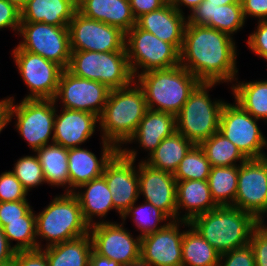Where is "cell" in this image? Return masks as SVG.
<instances>
[{
	"mask_svg": "<svg viewBox=\"0 0 267 266\" xmlns=\"http://www.w3.org/2000/svg\"><path fill=\"white\" fill-rule=\"evenodd\" d=\"M233 206L264 224L267 214V157L238 165L237 194Z\"/></svg>",
	"mask_w": 267,
	"mask_h": 266,
	"instance_id": "obj_14",
	"label": "cell"
},
{
	"mask_svg": "<svg viewBox=\"0 0 267 266\" xmlns=\"http://www.w3.org/2000/svg\"><path fill=\"white\" fill-rule=\"evenodd\" d=\"M231 87L235 102L254 118L267 121V80L236 81Z\"/></svg>",
	"mask_w": 267,
	"mask_h": 266,
	"instance_id": "obj_33",
	"label": "cell"
},
{
	"mask_svg": "<svg viewBox=\"0 0 267 266\" xmlns=\"http://www.w3.org/2000/svg\"><path fill=\"white\" fill-rule=\"evenodd\" d=\"M203 0H172L171 5L181 14H185L180 8L183 5L187 6L192 12Z\"/></svg>",
	"mask_w": 267,
	"mask_h": 266,
	"instance_id": "obj_52",
	"label": "cell"
},
{
	"mask_svg": "<svg viewBox=\"0 0 267 266\" xmlns=\"http://www.w3.org/2000/svg\"><path fill=\"white\" fill-rule=\"evenodd\" d=\"M176 198L177 220L190 222L195 216L212 211L218 206L213 201L207 180L177 181ZM181 208L186 209V212L180 217Z\"/></svg>",
	"mask_w": 267,
	"mask_h": 266,
	"instance_id": "obj_25",
	"label": "cell"
},
{
	"mask_svg": "<svg viewBox=\"0 0 267 266\" xmlns=\"http://www.w3.org/2000/svg\"><path fill=\"white\" fill-rule=\"evenodd\" d=\"M89 266H122V265L112 259L100 256L94 250H92L89 259Z\"/></svg>",
	"mask_w": 267,
	"mask_h": 266,
	"instance_id": "obj_50",
	"label": "cell"
},
{
	"mask_svg": "<svg viewBox=\"0 0 267 266\" xmlns=\"http://www.w3.org/2000/svg\"><path fill=\"white\" fill-rule=\"evenodd\" d=\"M176 131L175 116L162 111L147 109L135 133L127 143L138 142L150 156L161 141Z\"/></svg>",
	"mask_w": 267,
	"mask_h": 266,
	"instance_id": "obj_27",
	"label": "cell"
},
{
	"mask_svg": "<svg viewBox=\"0 0 267 266\" xmlns=\"http://www.w3.org/2000/svg\"><path fill=\"white\" fill-rule=\"evenodd\" d=\"M123 223L98 221L90 226L93 250L100 256L126 265L141 257V237L132 236Z\"/></svg>",
	"mask_w": 267,
	"mask_h": 266,
	"instance_id": "obj_17",
	"label": "cell"
},
{
	"mask_svg": "<svg viewBox=\"0 0 267 266\" xmlns=\"http://www.w3.org/2000/svg\"><path fill=\"white\" fill-rule=\"evenodd\" d=\"M28 192L12 171L0 175V202L27 200Z\"/></svg>",
	"mask_w": 267,
	"mask_h": 266,
	"instance_id": "obj_40",
	"label": "cell"
},
{
	"mask_svg": "<svg viewBox=\"0 0 267 266\" xmlns=\"http://www.w3.org/2000/svg\"><path fill=\"white\" fill-rule=\"evenodd\" d=\"M76 11L74 0H29L21 9V22L68 27Z\"/></svg>",
	"mask_w": 267,
	"mask_h": 266,
	"instance_id": "obj_26",
	"label": "cell"
},
{
	"mask_svg": "<svg viewBox=\"0 0 267 266\" xmlns=\"http://www.w3.org/2000/svg\"><path fill=\"white\" fill-rule=\"evenodd\" d=\"M77 11L84 16L127 33L136 25L129 0H80Z\"/></svg>",
	"mask_w": 267,
	"mask_h": 266,
	"instance_id": "obj_24",
	"label": "cell"
},
{
	"mask_svg": "<svg viewBox=\"0 0 267 266\" xmlns=\"http://www.w3.org/2000/svg\"><path fill=\"white\" fill-rule=\"evenodd\" d=\"M13 60L30 93L24 99H53L56 95L63 68L44 57L22 50L12 52Z\"/></svg>",
	"mask_w": 267,
	"mask_h": 266,
	"instance_id": "obj_15",
	"label": "cell"
},
{
	"mask_svg": "<svg viewBox=\"0 0 267 266\" xmlns=\"http://www.w3.org/2000/svg\"><path fill=\"white\" fill-rule=\"evenodd\" d=\"M215 85L216 82H199L175 116L176 131L194 145H200L219 131L220 114L226 102L210 99L209 90Z\"/></svg>",
	"mask_w": 267,
	"mask_h": 266,
	"instance_id": "obj_6",
	"label": "cell"
},
{
	"mask_svg": "<svg viewBox=\"0 0 267 266\" xmlns=\"http://www.w3.org/2000/svg\"><path fill=\"white\" fill-rule=\"evenodd\" d=\"M0 266H14V262L13 261L7 262V263H4V264H1Z\"/></svg>",
	"mask_w": 267,
	"mask_h": 266,
	"instance_id": "obj_56",
	"label": "cell"
},
{
	"mask_svg": "<svg viewBox=\"0 0 267 266\" xmlns=\"http://www.w3.org/2000/svg\"><path fill=\"white\" fill-rule=\"evenodd\" d=\"M12 173L20 181L27 192L30 191L31 188L46 183L37 154L35 156L32 155L19 158L14 164Z\"/></svg>",
	"mask_w": 267,
	"mask_h": 266,
	"instance_id": "obj_39",
	"label": "cell"
},
{
	"mask_svg": "<svg viewBox=\"0 0 267 266\" xmlns=\"http://www.w3.org/2000/svg\"><path fill=\"white\" fill-rule=\"evenodd\" d=\"M236 50L230 35L208 26L187 24L180 65L200 82L232 83L238 80Z\"/></svg>",
	"mask_w": 267,
	"mask_h": 266,
	"instance_id": "obj_1",
	"label": "cell"
},
{
	"mask_svg": "<svg viewBox=\"0 0 267 266\" xmlns=\"http://www.w3.org/2000/svg\"><path fill=\"white\" fill-rule=\"evenodd\" d=\"M136 25L157 36L162 41L173 44L179 51L182 48L187 17L178 12L171 4L140 16Z\"/></svg>",
	"mask_w": 267,
	"mask_h": 266,
	"instance_id": "obj_22",
	"label": "cell"
},
{
	"mask_svg": "<svg viewBox=\"0 0 267 266\" xmlns=\"http://www.w3.org/2000/svg\"><path fill=\"white\" fill-rule=\"evenodd\" d=\"M9 98V123L15 117V128L32 151L53 143L56 103L53 99H22L15 105ZM15 115V116H14ZM51 140V143L49 142Z\"/></svg>",
	"mask_w": 267,
	"mask_h": 266,
	"instance_id": "obj_8",
	"label": "cell"
},
{
	"mask_svg": "<svg viewBox=\"0 0 267 266\" xmlns=\"http://www.w3.org/2000/svg\"><path fill=\"white\" fill-rule=\"evenodd\" d=\"M71 51H126V33L76 11L68 25Z\"/></svg>",
	"mask_w": 267,
	"mask_h": 266,
	"instance_id": "obj_12",
	"label": "cell"
},
{
	"mask_svg": "<svg viewBox=\"0 0 267 266\" xmlns=\"http://www.w3.org/2000/svg\"><path fill=\"white\" fill-rule=\"evenodd\" d=\"M123 266H151L147 261H145L142 257L134 260L126 265Z\"/></svg>",
	"mask_w": 267,
	"mask_h": 266,
	"instance_id": "obj_54",
	"label": "cell"
},
{
	"mask_svg": "<svg viewBox=\"0 0 267 266\" xmlns=\"http://www.w3.org/2000/svg\"><path fill=\"white\" fill-rule=\"evenodd\" d=\"M21 11L7 0H0V30L11 28L19 32Z\"/></svg>",
	"mask_w": 267,
	"mask_h": 266,
	"instance_id": "obj_44",
	"label": "cell"
},
{
	"mask_svg": "<svg viewBox=\"0 0 267 266\" xmlns=\"http://www.w3.org/2000/svg\"><path fill=\"white\" fill-rule=\"evenodd\" d=\"M82 188L85 191L82 192ZM77 189L81 191L72 193L77 197L83 217L89 226L97 223L93 220L95 216L101 219L107 215V212L114 209L113 194L103 175L80 185Z\"/></svg>",
	"mask_w": 267,
	"mask_h": 266,
	"instance_id": "obj_28",
	"label": "cell"
},
{
	"mask_svg": "<svg viewBox=\"0 0 267 266\" xmlns=\"http://www.w3.org/2000/svg\"><path fill=\"white\" fill-rule=\"evenodd\" d=\"M256 266H267V227L259 224L252 232L249 242Z\"/></svg>",
	"mask_w": 267,
	"mask_h": 266,
	"instance_id": "obj_42",
	"label": "cell"
},
{
	"mask_svg": "<svg viewBox=\"0 0 267 266\" xmlns=\"http://www.w3.org/2000/svg\"><path fill=\"white\" fill-rule=\"evenodd\" d=\"M9 123V98L0 101V133Z\"/></svg>",
	"mask_w": 267,
	"mask_h": 266,
	"instance_id": "obj_51",
	"label": "cell"
},
{
	"mask_svg": "<svg viewBox=\"0 0 267 266\" xmlns=\"http://www.w3.org/2000/svg\"><path fill=\"white\" fill-rule=\"evenodd\" d=\"M258 119L237 102L225 103L220 114L219 132L231 141L247 159L267 157V139L257 125ZM264 148V149H263Z\"/></svg>",
	"mask_w": 267,
	"mask_h": 266,
	"instance_id": "obj_10",
	"label": "cell"
},
{
	"mask_svg": "<svg viewBox=\"0 0 267 266\" xmlns=\"http://www.w3.org/2000/svg\"><path fill=\"white\" fill-rule=\"evenodd\" d=\"M136 157L135 149L121 148L106 165L103 173L107 186L113 194L114 210L120 217L140 197L138 168L134 166Z\"/></svg>",
	"mask_w": 267,
	"mask_h": 266,
	"instance_id": "obj_13",
	"label": "cell"
},
{
	"mask_svg": "<svg viewBox=\"0 0 267 266\" xmlns=\"http://www.w3.org/2000/svg\"><path fill=\"white\" fill-rule=\"evenodd\" d=\"M182 240V266H218L220 254L191 225Z\"/></svg>",
	"mask_w": 267,
	"mask_h": 266,
	"instance_id": "obj_32",
	"label": "cell"
},
{
	"mask_svg": "<svg viewBox=\"0 0 267 266\" xmlns=\"http://www.w3.org/2000/svg\"><path fill=\"white\" fill-rule=\"evenodd\" d=\"M110 89L97 81L74 76L64 69L59 80L54 102L61 99L62 108L93 113L100 117Z\"/></svg>",
	"mask_w": 267,
	"mask_h": 266,
	"instance_id": "obj_16",
	"label": "cell"
},
{
	"mask_svg": "<svg viewBox=\"0 0 267 266\" xmlns=\"http://www.w3.org/2000/svg\"><path fill=\"white\" fill-rule=\"evenodd\" d=\"M43 170L45 182L50 186L65 187L70 192L68 148L52 143L35 151Z\"/></svg>",
	"mask_w": 267,
	"mask_h": 266,
	"instance_id": "obj_30",
	"label": "cell"
},
{
	"mask_svg": "<svg viewBox=\"0 0 267 266\" xmlns=\"http://www.w3.org/2000/svg\"><path fill=\"white\" fill-rule=\"evenodd\" d=\"M133 16L137 20L140 16L163 7V0H129Z\"/></svg>",
	"mask_w": 267,
	"mask_h": 266,
	"instance_id": "obj_48",
	"label": "cell"
},
{
	"mask_svg": "<svg viewBox=\"0 0 267 266\" xmlns=\"http://www.w3.org/2000/svg\"><path fill=\"white\" fill-rule=\"evenodd\" d=\"M125 48L134 78L151 70L168 69L180 65V51L154 34L133 26L126 33Z\"/></svg>",
	"mask_w": 267,
	"mask_h": 266,
	"instance_id": "obj_9",
	"label": "cell"
},
{
	"mask_svg": "<svg viewBox=\"0 0 267 266\" xmlns=\"http://www.w3.org/2000/svg\"><path fill=\"white\" fill-rule=\"evenodd\" d=\"M193 146L191 141L175 131L164 138L144 162L155 169L174 174L181 160Z\"/></svg>",
	"mask_w": 267,
	"mask_h": 266,
	"instance_id": "obj_31",
	"label": "cell"
},
{
	"mask_svg": "<svg viewBox=\"0 0 267 266\" xmlns=\"http://www.w3.org/2000/svg\"><path fill=\"white\" fill-rule=\"evenodd\" d=\"M241 4L245 20L248 16L267 20V0H241Z\"/></svg>",
	"mask_w": 267,
	"mask_h": 266,
	"instance_id": "obj_47",
	"label": "cell"
},
{
	"mask_svg": "<svg viewBox=\"0 0 267 266\" xmlns=\"http://www.w3.org/2000/svg\"><path fill=\"white\" fill-rule=\"evenodd\" d=\"M260 222L234 206H217L195 216L190 225L221 255L246 246Z\"/></svg>",
	"mask_w": 267,
	"mask_h": 266,
	"instance_id": "obj_2",
	"label": "cell"
},
{
	"mask_svg": "<svg viewBox=\"0 0 267 266\" xmlns=\"http://www.w3.org/2000/svg\"><path fill=\"white\" fill-rule=\"evenodd\" d=\"M211 165L204 150L194 145L179 163L173 176L177 181L208 180Z\"/></svg>",
	"mask_w": 267,
	"mask_h": 266,
	"instance_id": "obj_38",
	"label": "cell"
},
{
	"mask_svg": "<svg viewBox=\"0 0 267 266\" xmlns=\"http://www.w3.org/2000/svg\"><path fill=\"white\" fill-rule=\"evenodd\" d=\"M9 3L15 5L20 11L29 0H7Z\"/></svg>",
	"mask_w": 267,
	"mask_h": 266,
	"instance_id": "obj_55",
	"label": "cell"
},
{
	"mask_svg": "<svg viewBox=\"0 0 267 266\" xmlns=\"http://www.w3.org/2000/svg\"><path fill=\"white\" fill-rule=\"evenodd\" d=\"M218 266H256L254 253L250 244L221 254Z\"/></svg>",
	"mask_w": 267,
	"mask_h": 266,
	"instance_id": "obj_41",
	"label": "cell"
},
{
	"mask_svg": "<svg viewBox=\"0 0 267 266\" xmlns=\"http://www.w3.org/2000/svg\"><path fill=\"white\" fill-rule=\"evenodd\" d=\"M205 152L211 167L241 165L248 159L219 131L199 145ZM239 161V164L236 162ZM236 163V164H235Z\"/></svg>",
	"mask_w": 267,
	"mask_h": 266,
	"instance_id": "obj_35",
	"label": "cell"
},
{
	"mask_svg": "<svg viewBox=\"0 0 267 266\" xmlns=\"http://www.w3.org/2000/svg\"><path fill=\"white\" fill-rule=\"evenodd\" d=\"M55 114L53 143L64 148L80 147L94 135L99 117L93 113L63 108Z\"/></svg>",
	"mask_w": 267,
	"mask_h": 266,
	"instance_id": "obj_21",
	"label": "cell"
},
{
	"mask_svg": "<svg viewBox=\"0 0 267 266\" xmlns=\"http://www.w3.org/2000/svg\"><path fill=\"white\" fill-rule=\"evenodd\" d=\"M135 81L144 92L148 109L174 116L181 111L191 91L200 82L181 65L139 73Z\"/></svg>",
	"mask_w": 267,
	"mask_h": 266,
	"instance_id": "obj_4",
	"label": "cell"
},
{
	"mask_svg": "<svg viewBox=\"0 0 267 266\" xmlns=\"http://www.w3.org/2000/svg\"><path fill=\"white\" fill-rule=\"evenodd\" d=\"M138 164L139 194L171 221L177 220V180L173 174L155 169L143 160Z\"/></svg>",
	"mask_w": 267,
	"mask_h": 266,
	"instance_id": "obj_19",
	"label": "cell"
},
{
	"mask_svg": "<svg viewBox=\"0 0 267 266\" xmlns=\"http://www.w3.org/2000/svg\"><path fill=\"white\" fill-rule=\"evenodd\" d=\"M180 224L189 226L190 222L170 221L155 233L141 237V257L151 266H182L184 231H179Z\"/></svg>",
	"mask_w": 267,
	"mask_h": 266,
	"instance_id": "obj_18",
	"label": "cell"
},
{
	"mask_svg": "<svg viewBox=\"0 0 267 266\" xmlns=\"http://www.w3.org/2000/svg\"><path fill=\"white\" fill-rule=\"evenodd\" d=\"M187 24L208 26L232 37L234 32L242 29L245 24L242 4L231 3L218 6L203 0L187 16Z\"/></svg>",
	"mask_w": 267,
	"mask_h": 266,
	"instance_id": "obj_23",
	"label": "cell"
},
{
	"mask_svg": "<svg viewBox=\"0 0 267 266\" xmlns=\"http://www.w3.org/2000/svg\"><path fill=\"white\" fill-rule=\"evenodd\" d=\"M208 4L226 5L231 3H241V0H205Z\"/></svg>",
	"mask_w": 267,
	"mask_h": 266,
	"instance_id": "obj_53",
	"label": "cell"
},
{
	"mask_svg": "<svg viewBox=\"0 0 267 266\" xmlns=\"http://www.w3.org/2000/svg\"><path fill=\"white\" fill-rule=\"evenodd\" d=\"M257 29L249 35L248 47L258 56L267 60V20L259 21Z\"/></svg>",
	"mask_w": 267,
	"mask_h": 266,
	"instance_id": "obj_45",
	"label": "cell"
},
{
	"mask_svg": "<svg viewBox=\"0 0 267 266\" xmlns=\"http://www.w3.org/2000/svg\"><path fill=\"white\" fill-rule=\"evenodd\" d=\"M101 157L80 147L68 149V171L70 178V192L95 178L103 175L106 165L120 151L112 143L102 140Z\"/></svg>",
	"mask_w": 267,
	"mask_h": 266,
	"instance_id": "obj_20",
	"label": "cell"
},
{
	"mask_svg": "<svg viewBox=\"0 0 267 266\" xmlns=\"http://www.w3.org/2000/svg\"><path fill=\"white\" fill-rule=\"evenodd\" d=\"M67 70L74 76L100 82L110 90L135 81L126 51H72Z\"/></svg>",
	"mask_w": 267,
	"mask_h": 266,
	"instance_id": "obj_7",
	"label": "cell"
},
{
	"mask_svg": "<svg viewBox=\"0 0 267 266\" xmlns=\"http://www.w3.org/2000/svg\"><path fill=\"white\" fill-rule=\"evenodd\" d=\"M18 34L23 37L18 46L67 69L71 47L68 27H59L42 22H21Z\"/></svg>",
	"mask_w": 267,
	"mask_h": 266,
	"instance_id": "obj_11",
	"label": "cell"
},
{
	"mask_svg": "<svg viewBox=\"0 0 267 266\" xmlns=\"http://www.w3.org/2000/svg\"><path fill=\"white\" fill-rule=\"evenodd\" d=\"M144 202V204H141L139 206H136L134 203L121 216L123 224L127 216L130 215L133 218V222L141 233L139 234L140 237L155 233L156 231L164 228L171 221L161 210L156 208L154 205L146 201ZM164 221L166 222V224L164 223L163 225L158 226Z\"/></svg>",
	"mask_w": 267,
	"mask_h": 266,
	"instance_id": "obj_37",
	"label": "cell"
},
{
	"mask_svg": "<svg viewBox=\"0 0 267 266\" xmlns=\"http://www.w3.org/2000/svg\"><path fill=\"white\" fill-rule=\"evenodd\" d=\"M31 208L22 220L6 221L2 228L7 240L17 241L13 248L16 251L42 249L41 242L36 238V216Z\"/></svg>",
	"mask_w": 267,
	"mask_h": 266,
	"instance_id": "obj_36",
	"label": "cell"
},
{
	"mask_svg": "<svg viewBox=\"0 0 267 266\" xmlns=\"http://www.w3.org/2000/svg\"><path fill=\"white\" fill-rule=\"evenodd\" d=\"M14 266H48V260L42 249L16 251Z\"/></svg>",
	"mask_w": 267,
	"mask_h": 266,
	"instance_id": "obj_46",
	"label": "cell"
},
{
	"mask_svg": "<svg viewBox=\"0 0 267 266\" xmlns=\"http://www.w3.org/2000/svg\"><path fill=\"white\" fill-rule=\"evenodd\" d=\"M207 181L213 201L218 206H233L237 194L238 165L211 167Z\"/></svg>",
	"mask_w": 267,
	"mask_h": 266,
	"instance_id": "obj_34",
	"label": "cell"
},
{
	"mask_svg": "<svg viewBox=\"0 0 267 266\" xmlns=\"http://www.w3.org/2000/svg\"><path fill=\"white\" fill-rule=\"evenodd\" d=\"M16 250L10 245L3 229L0 227V265L13 261Z\"/></svg>",
	"mask_w": 267,
	"mask_h": 266,
	"instance_id": "obj_49",
	"label": "cell"
},
{
	"mask_svg": "<svg viewBox=\"0 0 267 266\" xmlns=\"http://www.w3.org/2000/svg\"><path fill=\"white\" fill-rule=\"evenodd\" d=\"M45 248V249H44ZM48 266H89L93 244L90 234L42 249Z\"/></svg>",
	"mask_w": 267,
	"mask_h": 266,
	"instance_id": "obj_29",
	"label": "cell"
},
{
	"mask_svg": "<svg viewBox=\"0 0 267 266\" xmlns=\"http://www.w3.org/2000/svg\"><path fill=\"white\" fill-rule=\"evenodd\" d=\"M36 216V238L48 241L45 247L71 241L89 234L77 197L65 192L49 203Z\"/></svg>",
	"mask_w": 267,
	"mask_h": 266,
	"instance_id": "obj_5",
	"label": "cell"
},
{
	"mask_svg": "<svg viewBox=\"0 0 267 266\" xmlns=\"http://www.w3.org/2000/svg\"><path fill=\"white\" fill-rule=\"evenodd\" d=\"M28 200L0 202V227L6 221L22 220V217L31 209Z\"/></svg>",
	"mask_w": 267,
	"mask_h": 266,
	"instance_id": "obj_43",
	"label": "cell"
},
{
	"mask_svg": "<svg viewBox=\"0 0 267 266\" xmlns=\"http://www.w3.org/2000/svg\"><path fill=\"white\" fill-rule=\"evenodd\" d=\"M147 109L144 92L136 81L129 86L110 90L99 117L102 140L120 150L122 144H127L135 133Z\"/></svg>",
	"mask_w": 267,
	"mask_h": 266,
	"instance_id": "obj_3",
	"label": "cell"
},
{
	"mask_svg": "<svg viewBox=\"0 0 267 266\" xmlns=\"http://www.w3.org/2000/svg\"><path fill=\"white\" fill-rule=\"evenodd\" d=\"M166 4H171L172 0H163Z\"/></svg>",
	"mask_w": 267,
	"mask_h": 266,
	"instance_id": "obj_57",
	"label": "cell"
}]
</instances>
